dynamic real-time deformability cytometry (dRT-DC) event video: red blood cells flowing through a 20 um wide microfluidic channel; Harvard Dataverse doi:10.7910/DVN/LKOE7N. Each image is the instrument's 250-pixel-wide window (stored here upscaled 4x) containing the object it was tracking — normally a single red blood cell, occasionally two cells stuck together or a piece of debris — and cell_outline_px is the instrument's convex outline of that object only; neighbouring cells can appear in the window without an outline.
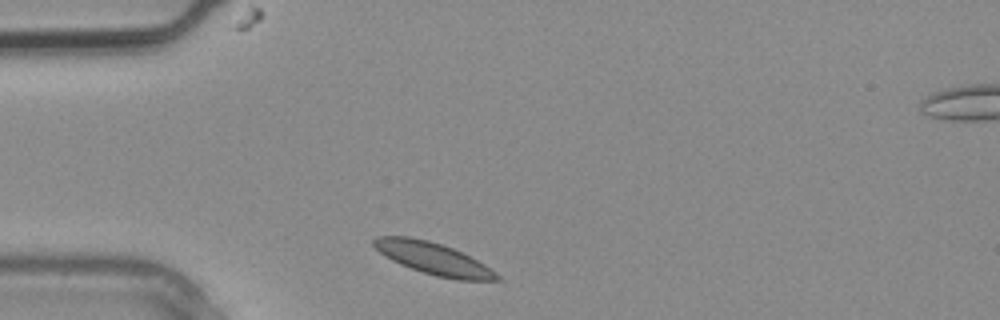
{"species": "common noctule bat (a hibernating species)", "species_latin": "Nyctalus noctula", "temperature_condition": "warm", "stored_images_in_passage": 2, "camera_frame_rate_fps": 3000, "um_per_image_px": 0.085, "animal": {"sex": "male", "body_mass_g": 20.4}, "frame": {"image": 1, "passage_image": 1, "time_ms": 0.0, "image_size_px": [1000, 320], "cell_outline_px": [[504, 280], [456, 280], [436, 276], [400, 264], [384, 256], [372, 244], [372, 240], [376, 236], [408, 236], [428, 240], [452, 248], [484, 264], [496, 272]], "centroid_in_image_um": [36.82, 21.97], "position_along_channel_um": 48.2, "area_um2": 22.72}}